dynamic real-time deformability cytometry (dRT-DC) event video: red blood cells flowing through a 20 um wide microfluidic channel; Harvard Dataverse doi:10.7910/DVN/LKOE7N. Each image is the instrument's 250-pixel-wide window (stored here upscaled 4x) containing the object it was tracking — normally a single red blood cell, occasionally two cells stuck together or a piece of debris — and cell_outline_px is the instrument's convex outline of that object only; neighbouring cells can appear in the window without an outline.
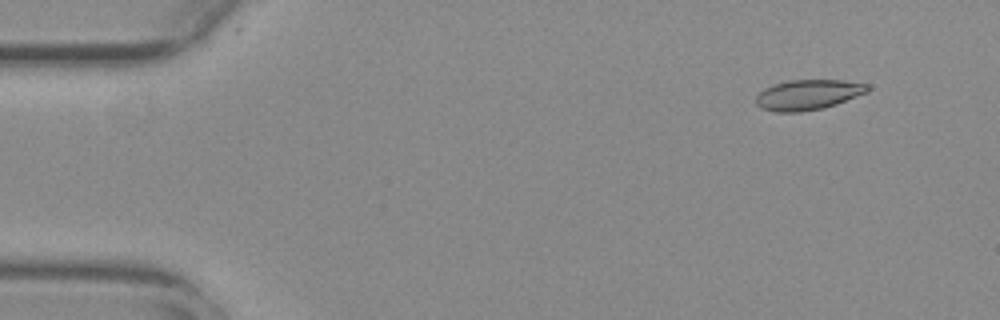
{"species": "common noctule bat (a hibernating species)", "species_latin": "Nyctalus noctula", "temperature_condition": "warm", "stored_images_in_passage": 55, "camera_frame_rate_fps": 3000, "um_per_image_px": 0.085, "animal": {"sex": "female", "body_mass_g": 29.2, "forearm_length_mm": 56.3}, "frame": {"image": 1, "passage_image": 5, "time_ms": 1.333, "image_size_px": [1000, 320], "cell_outline_px": [[868, 92], [836, 104], [824, 108], [800, 112], [776, 112], [760, 108], [756, 104], [756, 96], [764, 88], [772, 84], [788, 80], [844, 80], [868, 84]], "centroid_in_image_um": [68.66, 8.05], "position_along_channel_um": 16.3, "area_um2": 19.77}}
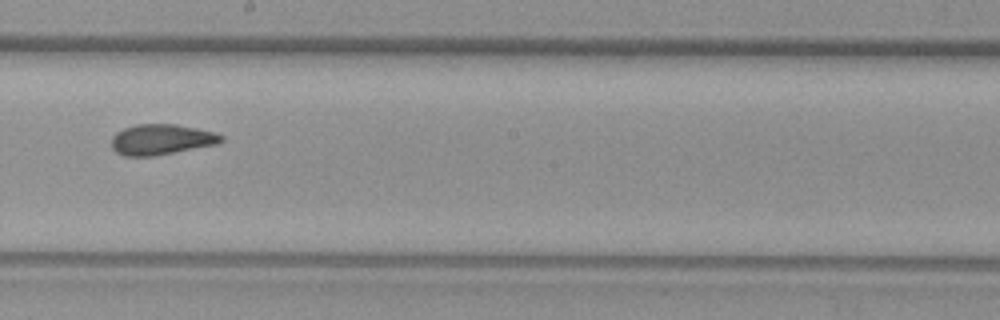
{"frame": {"image": 2, "passage_image": 31, "time_ms": 10.0, "image_size_px": [1000, 320], "cell_outline_px": [[224, 140], [216, 144], [152, 156], [124, 156], [116, 152], [112, 148], [112, 136], [116, 132], [124, 128], [136, 124], [176, 124], [216, 132], [224, 136]], "centroid_in_image_um": [13.7, 11.85], "position_along_channel_um": 234.5, "area_um2": 19.48}}
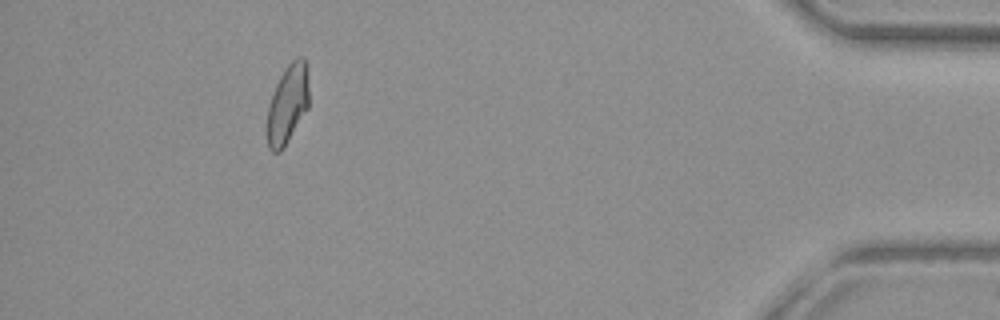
{"frame": {"image": 3, "passage_image": 50, "time_ms": 16.333, "image_size_px": [1000, 320], "cell_outline_px": [[308, 108], [288, 140], [280, 152], [272, 152], [268, 148], [268, 104], [276, 84], [284, 68], [296, 56], [304, 56], [308, 64]], "centroid_in_image_um": [24.47, 8.77], "position_along_channel_um": 410.7, "area_um2": 19.31}, "authors_computed_cell_mechanics": {"area_um2": 19.7676, "velocity_mm_per_s": 3.777, "shape_relaxation_time_tau1_ms": null, "shape_relaxation_time_tau2_ms": 1.0175, "deformation_change_tau1": null, "deformation_change_tau2": 0.0667}}